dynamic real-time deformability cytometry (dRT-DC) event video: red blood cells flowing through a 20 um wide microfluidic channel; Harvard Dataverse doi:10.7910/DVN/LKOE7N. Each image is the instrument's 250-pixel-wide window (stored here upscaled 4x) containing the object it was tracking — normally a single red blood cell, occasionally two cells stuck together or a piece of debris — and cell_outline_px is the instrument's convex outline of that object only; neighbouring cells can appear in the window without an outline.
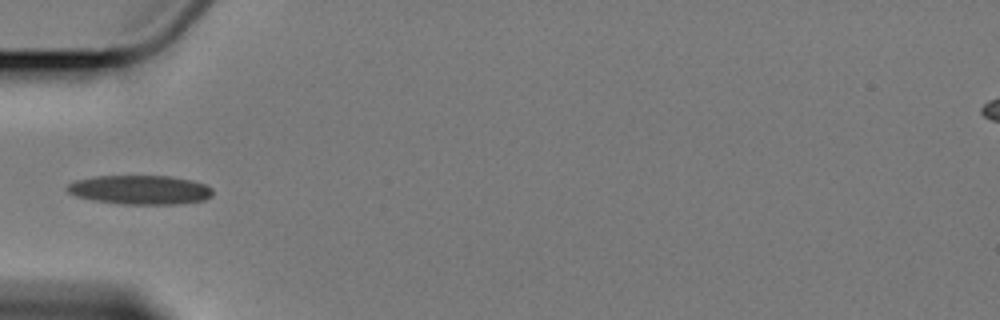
{"species": "Egyptian fruit bat (a non-hibernating species)", "species_latin": "Rousettus aegyptiacus", "temperature_condition": "cold", "stored_images_in_passage": 13, "camera_frame_rate_fps": 3000, "um_per_image_px": 0.085, "animal": {"sex": "female"}, "frame": {"image": 1, "passage_image": 5, "time_ms": 5.667, "image_size_px": [1000, 320], "cell_outline_px": [[212, 196], [204, 200], [180, 204], [120, 204], [92, 200], [76, 196], [68, 192], [64, 188], [68, 184], [76, 180], [96, 176], [172, 176], [192, 180], [204, 184], [212, 188]], "centroid_in_image_um": [11.9, 16.14], "position_along_channel_um": 73.1, "area_um2": 24.85}}
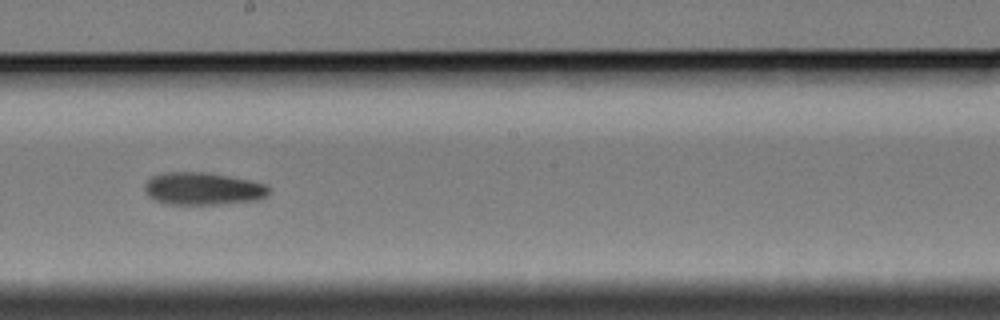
{"frame": {"image": 2, "passage_image": 9, "time_ms": 10.333, "image_size_px": [1000, 320], "cell_outline_px": [[272, 188], [260, 200], [216, 204], [168, 204], [156, 200], [148, 196], [144, 188], [144, 184], [152, 176], [164, 172], [208, 172], [268, 184]], "centroid_in_image_um": [17.26, 16.03], "position_along_channel_um": 230.9, "area_um2": 23.58}}
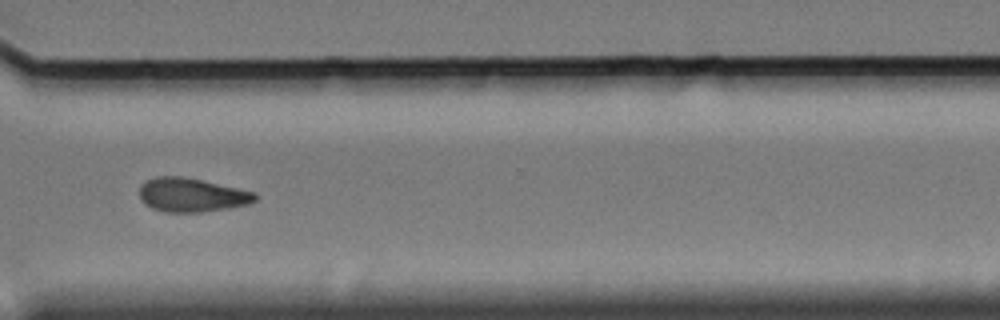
{"frame": {"image": 3, "passage_image": 12, "time_ms": 14.0, "image_size_px": [1000, 320], "cell_outline_px": [[256, 200], [248, 204], [228, 208], [200, 212], [164, 212], [152, 208], [144, 204], [140, 200], [140, 184], [156, 176], [180, 176], [200, 180], [256, 192]], "centroid_in_image_um": [16.26, 16.58], "position_along_channel_um": 354.3, "area_um2": 22.72}, "authors_computed_cell_mechanics": {"area_um2": 23.698, "velocity_mm_per_s": 3.371, "shape_relaxation_time_tau1_ms": 6.0017, "shape_relaxation_time_tau2_ms": null, "deformation_change_tau1": 0.1168, "deformation_change_tau2": null}}